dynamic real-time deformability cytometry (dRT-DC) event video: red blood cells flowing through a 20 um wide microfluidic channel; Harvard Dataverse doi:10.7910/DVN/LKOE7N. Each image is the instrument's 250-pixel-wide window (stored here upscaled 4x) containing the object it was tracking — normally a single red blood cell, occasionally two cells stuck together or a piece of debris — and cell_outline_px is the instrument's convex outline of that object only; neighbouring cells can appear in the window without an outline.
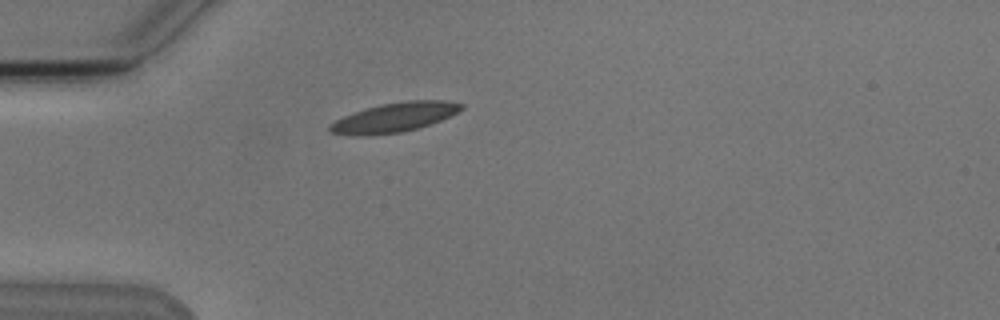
{"species": "Egyptian fruit bat (a non-hibernating species)", "species_latin": "Rousettus aegyptiacus", "temperature_condition": "cold", "stored_images_in_passage": 2, "camera_frame_rate_fps": 3000, "um_per_image_px": 0.085, "animal": {"sex": "male"}, "frame": {"image": 1, "passage_image": 1, "time_ms": 0.0, "image_size_px": [1000, 320], "cell_outline_px": [[464, 108], [440, 120], [416, 128], [400, 132], [364, 136], [360, 136], [332, 132], [328, 128], [336, 120], [344, 116], [364, 108], [380, 104], [408, 100], [448, 100], [464, 104]], "centroid_in_image_um": [33.54, 9.95], "position_along_channel_um": 51.5, "area_um2": 22.2}}